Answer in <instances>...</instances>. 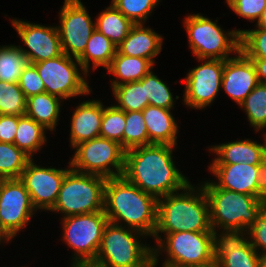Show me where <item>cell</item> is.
I'll use <instances>...</instances> for the list:
<instances>
[{"instance_id": "obj_29", "label": "cell", "mask_w": 266, "mask_h": 267, "mask_svg": "<svg viewBox=\"0 0 266 267\" xmlns=\"http://www.w3.org/2000/svg\"><path fill=\"white\" fill-rule=\"evenodd\" d=\"M113 92L120 104L115 106L125 112L142 111L149 105V99L145 93V77L140 81L114 86Z\"/></svg>"}, {"instance_id": "obj_51", "label": "cell", "mask_w": 266, "mask_h": 267, "mask_svg": "<svg viewBox=\"0 0 266 267\" xmlns=\"http://www.w3.org/2000/svg\"><path fill=\"white\" fill-rule=\"evenodd\" d=\"M206 267H219L217 264H212V265H209V266H206Z\"/></svg>"}, {"instance_id": "obj_21", "label": "cell", "mask_w": 266, "mask_h": 267, "mask_svg": "<svg viewBox=\"0 0 266 267\" xmlns=\"http://www.w3.org/2000/svg\"><path fill=\"white\" fill-rule=\"evenodd\" d=\"M143 25L135 24L117 50L126 56L149 59L154 64L153 58L160 53L163 38Z\"/></svg>"}, {"instance_id": "obj_42", "label": "cell", "mask_w": 266, "mask_h": 267, "mask_svg": "<svg viewBox=\"0 0 266 267\" xmlns=\"http://www.w3.org/2000/svg\"><path fill=\"white\" fill-rule=\"evenodd\" d=\"M18 116L0 115V142L14 143Z\"/></svg>"}, {"instance_id": "obj_14", "label": "cell", "mask_w": 266, "mask_h": 267, "mask_svg": "<svg viewBox=\"0 0 266 267\" xmlns=\"http://www.w3.org/2000/svg\"><path fill=\"white\" fill-rule=\"evenodd\" d=\"M225 60L210 59L193 68L185 78L186 105L204 108L215 99L222 83Z\"/></svg>"}, {"instance_id": "obj_4", "label": "cell", "mask_w": 266, "mask_h": 267, "mask_svg": "<svg viewBox=\"0 0 266 267\" xmlns=\"http://www.w3.org/2000/svg\"><path fill=\"white\" fill-rule=\"evenodd\" d=\"M203 189L209 201L211 229H249L260 215L266 201L252 195L217 188L206 182Z\"/></svg>"}, {"instance_id": "obj_22", "label": "cell", "mask_w": 266, "mask_h": 267, "mask_svg": "<svg viewBox=\"0 0 266 267\" xmlns=\"http://www.w3.org/2000/svg\"><path fill=\"white\" fill-rule=\"evenodd\" d=\"M143 118L152 144H168L175 146L178 126L170 113V109L148 105L142 110Z\"/></svg>"}, {"instance_id": "obj_27", "label": "cell", "mask_w": 266, "mask_h": 267, "mask_svg": "<svg viewBox=\"0 0 266 267\" xmlns=\"http://www.w3.org/2000/svg\"><path fill=\"white\" fill-rule=\"evenodd\" d=\"M96 30L110 39L117 47L135 25L112 4L96 19Z\"/></svg>"}, {"instance_id": "obj_35", "label": "cell", "mask_w": 266, "mask_h": 267, "mask_svg": "<svg viewBox=\"0 0 266 267\" xmlns=\"http://www.w3.org/2000/svg\"><path fill=\"white\" fill-rule=\"evenodd\" d=\"M125 111L116 106L104 108L100 137L118 142L123 148V133L125 128Z\"/></svg>"}, {"instance_id": "obj_39", "label": "cell", "mask_w": 266, "mask_h": 267, "mask_svg": "<svg viewBox=\"0 0 266 267\" xmlns=\"http://www.w3.org/2000/svg\"><path fill=\"white\" fill-rule=\"evenodd\" d=\"M18 83L26 98L46 92L44 83L39 76L38 70L32 63H28L24 67Z\"/></svg>"}, {"instance_id": "obj_18", "label": "cell", "mask_w": 266, "mask_h": 267, "mask_svg": "<svg viewBox=\"0 0 266 267\" xmlns=\"http://www.w3.org/2000/svg\"><path fill=\"white\" fill-rule=\"evenodd\" d=\"M237 54L225 60L221 86L240 105L259 80L252 60L241 50Z\"/></svg>"}, {"instance_id": "obj_48", "label": "cell", "mask_w": 266, "mask_h": 267, "mask_svg": "<svg viewBox=\"0 0 266 267\" xmlns=\"http://www.w3.org/2000/svg\"><path fill=\"white\" fill-rule=\"evenodd\" d=\"M258 267H266V254L261 255Z\"/></svg>"}, {"instance_id": "obj_31", "label": "cell", "mask_w": 266, "mask_h": 267, "mask_svg": "<svg viewBox=\"0 0 266 267\" xmlns=\"http://www.w3.org/2000/svg\"><path fill=\"white\" fill-rule=\"evenodd\" d=\"M27 64V58L19 46H3L0 48V81L18 83Z\"/></svg>"}, {"instance_id": "obj_34", "label": "cell", "mask_w": 266, "mask_h": 267, "mask_svg": "<svg viewBox=\"0 0 266 267\" xmlns=\"http://www.w3.org/2000/svg\"><path fill=\"white\" fill-rule=\"evenodd\" d=\"M26 97L19 83L0 81V115L24 116Z\"/></svg>"}, {"instance_id": "obj_16", "label": "cell", "mask_w": 266, "mask_h": 267, "mask_svg": "<svg viewBox=\"0 0 266 267\" xmlns=\"http://www.w3.org/2000/svg\"><path fill=\"white\" fill-rule=\"evenodd\" d=\"M12 23L24 44L30 49L27 51L20 47L28 63H38L63 54L57 27H45L16 19H13Z\"/></svg>"}, {"instance_id": "obj_24", "label": "cell", "mask_w": 266, "mask_h": 267, "mask_svg": "<svg viewBox=\"0 0 266 267\" xmlns=\"http://www.w3.org/2000/svg\"><path fill=\"white\" fill-rule=\"evenodd\" d=\"M117 53V46L98 30H94L86 45L84 52L77 58L82 71L87 75L89 70V60L93 61L94 68L104 66L108 68Z\"/></svg>"}, {"instance_id": "obj_47", "label": "cell", "mask_w": 266, "mask_h": 267, "mask_svg": "<svg viewBox=\"0 0 266 267\" xmlns=\"http://www.w3.org/2000/svg\"><path fill=\"white\" fill-rule=\"evenodd\" d=\"M72 267H101V266L91 262V263H80V264L72 265Z\"/></svg>"}, {"instance_id": "obj_1", "label": "cell", "mask_w": 266, "mask_h": 267, "mask_svg": "<svg viewBox=\"0 0 266 267\" xmlns=\"http://www.w3.org/2000/svg\"><path fill=\"white\" fill-rule=\"evenodd\" d=\"M173 147L151 144L125 151L122 176L157 199L184 190L189 181L175 168L171 156Z\"/></svg>"}, {"instance_id": "obj_30", "label": "cell", "mask_w": 266, "mask_h": 267, "mask_svg": "<svg viewBox=\"0 0 266 267\" xmlns=\"http://www.w3.org/2000/svg\"><path fill=\"white\" fill-rule=\"evenodd\" d=\"M31 159L14 143L0 142V179H20Z\"/></svg>"}, {"instance_id": "obj_3", "label": "cell", "mask_w": 266, "mask_h": 267, "mask_svg": "<svg viewBox=\"0 0 266 267\" xmlns=\"http://www.w3.org/2000/svg\"><path fill=\"white\" fill-rule=\"evenodd\" d=\"M184 190L186 193L176 192L162 197L163 200L158 199L157 223L153 234L156 240L159 239V232H214L210 224L209 201L203 186L196 196L190 183Z\"/></svg>"}, {"instance_id": "obj_19", "label": "cell", "mask_w": 266, "mask_h": 267, "mask_svg": "<svg viewBox=\"0 0 266 267\" xmlns=\"http://www.w3.org/2000/svg\"><path fill=\"white\" fill-rule=\"evenodd\" d=\"M210 170L219 180L217 188L257 197L258 165L212 164Z\"/></svg>"}, {"instance_id": "obj_40", "label": "cell", "mask_w": 266, "mask_h": 267, "mask_svg": "<svg viewBox=\"0 0 266 267\" xmlns=\"http://www.w3.org/2000/svg\"><path fill=\"white\" fill-rule=\"evenodd\" d=\"M229 7L237 13L249 20L257 22L260 19L262 12L266 8V0H226Z\"/></svg>"}, {"instance_id": "obj_17", "label": "cell", "mask_w": 266, "mask_h": 267, "mask_svg": "<svg viewBox=\"0 0 266 267\" xmlns=\"http://www.w3.org/2000/svg\"><path fill=\"white\" fill-rule=\"evenodd\" d=\"M218 239L213 233L214 261L219 267H258L261 252L252 247L249 240L242 237V229H225Z\"/></svg>"}, {"instance_id": "obj_43", "label": "cell", "mask_w": 266, "mask_h": 267, "mask_svg": "<svg viewBox=\"0 0 266 267\" xmlns=\"http://www.w3.org/2000/svg\"><path fill=\"white\" fill-rule=\"evenodd\" d=\"M257 197L266 201V159L258 165Z\"/></svg>"}, {"instance_id": "obj_50", "label": "cell", "mask_w": 266, "mask_h": 267, "mask_svg": "<svg viewBox=\"0 0 266 267\" xmlns=\"http://www.w3.org/2000/svg\"><path fill=\"white\" fill-rule=\"evenodd\" d=\"M265 136V142H264V153H265V159H266V134L264 135Z\"/></svg>"}, {"instance_id": "obj_25", "label": "cell", "mask_w": 266, "mask_h": 267, "mask_svg": "<svg viewBox=\"0 0 266 267\" xmlns=\"http://www.w3.org/2000/svg\"><path fill=\"white\" fill-rule=\"evenodd\" d=\"M152 66L153 63L149 59L126 56L117 50L107 70L121 79V81L112 82V87H114L124 83L140 81L151 71Z\"/></svg>"}, {"instance_id": "obj_11", "label": "cell", "mask_w": 266, "mask_h": 267, "mask_svg": "<svg viewBox=\"0 0 266 267\" xmlns=\"http://www.w3.org/2000/svg\"><path fill=\"white\" fill-rule=\"evenodd\" d=\"M45 91L60 99L90 93L89 86L78 71L72 56L65 53L58 57L34 63Z\"/></svg>"}, {"instance_id": "obj_6", "label": "cell", "mask_w": 266, "mask_h": 267, "mask_svg": "<svg viewBox=\"0 0 266 267\" xmlns=\"http://www.w3.org/2000/svg\"><path fill=\"white\" fill-rule=\"evenodd\" d=\"M131 231L108 222L93 263L101 267H152L153 248L142 246Z\"/></svg>"}, {"instance_id": "obj_23", "label": "cell", "mask_w": 266, "mask_h": 267, "mask_svg": "<svg viewBox=\"0 0 266 267\" xmlns=\"http://www.w3.org/2000/svg\"><path fill=\"white\" fill-rule=\"evenodd\" d=\"M211 148L219 155L212 164L247 163L259 165L265 159L264 145L252 142L249 139L235 141Z\"/></svg>"}, {"instance_id": "obj_37", "label": "cell", "mask_w": 266, "mask_h": 267, "mask_svg": "<svg viewBox=\"0 0 266 267\" xmlns=\"http://www.w3.org/2000/svg\"><path fill=\"white\" fill-rule=\"evenodd\" d=\"M145 93L149 105L165 109H171L174 105L169 88L152 71L145 76Z\"/></svg>"}, {"instance_id": "obj_9", "label": "cell", "mask_w": 266, "mask_h": 267, "mask_svg": "<svg viewBox=\"0 0 266 267\" xmlns=\"http://www.w3.org/2000/svg\"><path fill=\"white\" fill-rule=\"evenodd\" d=\"M213 233H166V244L160 237L157 243L170 258L166 259L163 267H206L214 264Z\"/></svg>"}, {"instance_id": "obj_33", "label": "cell", "mask_w": 266, "mask_h": 267, "mask_svg": "<svg viewBox=\"0 0 266 267\" xmlns=\"http://www.w3.org/2000/svg\"><path fill=\"white\" fill-rule=\"evenodd\" d=\"M256 131L266 127V84L259 83L240 104Z\"/></svg>"}, {"instance_id": "obj_49", "label": "cell", "mask_w": 266, "mask_h": 267, "mask_svg": "<svg viewBox=\"0 0 266 267\" xmlns=\"http://www.w3.org/2000/svg\"><path fill=\"white\" fill-rule=\"evenodd\" d=\"M158 250H155V249H153V266L152 267H155L156 266V264H157V254H158V252H157Z\"/></svg>"}, {"instance_id": "obj_46", "label": "cell", "mask_w": 266, "mask_h": 267, "mask_svg": "<svg viewBox=\"0 0 266 267\" xmlns=\"http://www.w3.org/2000/svg\"><path fill=\"white\" fill-rule=\"evenodd\" d=\"M257 27H263L266 28V8L265 10L262 12V15L260 17V19L257 22Z\"/></svg>"}, {"instance_id": "obj_38", "label": "cell", "mask_w": 266, "mask_h": 267, "mask_svg": "<svg viewBox=\"0 0 266 267\" xmlns=\"http://www.w3.org/2000/svg\"><path fill=\"white\" fill-rule=\"evenodd\" d=\"M159 0H114L112 5L134 24H141Z\"/></svg>"}, {"instance_id": "obj_5", "label": "cell", "mask_w": 266, "mask_h": 267, "mask_svg": "<svg viewBox=\"0 0 266 267\" xmlns=\"http://www.w3.org/2000/svg\"><path fill=\"white\" fill-rule=\"evenodd\" d=\"M106 178L68 169L54 207L65 217L103 211Z\"/></svg>"}, {"instance_id": "obj_7", "label": "cell", "mask_w": 266, "mask_h": 267, "mask_svg": "<svg viewBox=\"0 0 266 267\" xmlns=\"http://www.w3.org/2000/svg\"><path fill=\"white\" fill-rule=\"evenodd\" d=\"M184 23L190 47L199 60H226L231 52H239L240 33L237 30L226 36L215 22L200 14L188 16Z\"/></svg>"}, {"instance_id": "obj_41", "label": "cell", "mask_w": 266, "mask_h": 267, "mask_svg": "<svg viewBox=\"0 0 266 267\" xmlns=\"http://www.w3.org/2000/svg\"><path fill=\"white\" fill-rule=\"evenodd\" d=\"M249 233L251 235V241L249 242L252 247L257 250L260 246L264 250L261 255L266 254V206L248 229Z\"/></svg>"}, {"instance_id": "obj_2", "label": "cell", "mask_w": 266, "mask_h": 267, "mask_svg": "<svg viewBox=\"0 0 266 267\" xmlns=\"http://www.w3.org/2000/svg\"><path fill=\"white\" fill-rule=\"evenodd\" d=\"M158 199L145 193L123 176L106 179L103 211L109 222L122 221L135 234L152 235L157 223Z\"/></svg>"}, {"instance_id": "obj_8", "label": "cell", "mask_w": 266, "mask_h": 267, "mask_svg": "<svg viewBox=\"0 0 266 267\" xmlns=\"http://www.w3.org/2000/svg\"><path fill=\"white\" fill-rule=\"evenodd\" d=\"M70 166L78 172L99 175L106 179L122 176L125 150L113 140L97 137L76 145ZM114 167L113 172L110 167ZM75 167V168H74Z\"/></svg>"}, {"instance_id": "obj_28", "label": "cell", "mask_w": 266, "mask_h": 267, "mask_svg": "<svg viewBox=\"0 0 266 267\" xmlns=\"http://www.w3.org/2000/svg\"><path fill=\"white\" fill-rule=\"evenodd\" d=\"M44 130L46 128L32 118L18 116L14 144L32 158V153L39 150L46 141Z\"/></svg>"}, {"instance_id": "obj_12", "label": "cell", "mask_w": 266, "mask_h": 267, "mask_svg": "<svg viewBox=\"0 0 266 267\" xmlns=\"http://www.w3.org/2000/svg\"><path fill=\"white\" fill-rule=\"evenodd\" d=\"M60 22L58 32L63 53L71 56L69 52L71 51L81 67L77 58L84 52L96 25L91 21L80 0H65L60 12Z\"/></svg>"}, {"instance_id": "obj_32", "label": "cell", "mask_w": 266, "mask_h": 267, "mask_svg": "<svg viewBox=\"0 0 266 267\" xmlns=\"http://www.w3.org/2000/svg\"><path fill=\"white\" fill-rule=\"evenodd\" d=\"M125 128L123 133V149L125 151L151 145L142 111L125 112Z\"/></svg>"}, {"instance_id": "obj_20", "label": "cell", "mask_w": 266, "mask_h": 267, "mask_svg": "<svg viewBox=\"0 0 266 267\" xmlns=\"http://www.w3.org/2000/svg\"><path fill=\"white\" fill-rule=\"evenodd\" d=\"M104 107L100 101L81 103L72 115L71 144L76 145L100 137Z\"/></svg>"}, {"instance_id": "obj_44", "label": "cell", "mask_w": 266, "mask_h": 267, "mask_svg": "<svg viewBox=\"0 0 266 267\" xmlns=\"http://www.w3.org/2000/svg\"><path fill=\"white\" fill-rule=\"evenodd\" d=\"M251 60L255 66L259 83L266 84V59H251Z\"/></svg>"}, {"instance_id": "obj_26", "label": "cell", "mask_w": 266, "mask_h": 267, "mask_svg": "<svg viewBox=\"0 0 266 267\" xmlns=\"http://www.w3.org/2000/svg\"><path fill=\"white\" fill-rule=\"evenodd\" d=\"M60 112L59 98L47 92L26 98L25 115L46 129L53 130Z\"/></svg>"}, {"instance_id": "obj_36", "label": "cell", "mask_w": 266, "mask_h": 267, "mask_svg": "<svg viewBox=\"0 0 266 267\" xmlns=\"http://www.w3.org/2000/svg\"><path fill=\"white\" fill-rule=\"evenodd\" d=\"M240 50L250 59H266V28L238 30Z\"/></svg>"}, {"instance_id": "obj_10", "label": "cell", "mask_w": 266, "mask_h": 267, "mask_svg": "<svg viewBox=\"0 0 266 267\" xmlns=\"http://www.w3.org/2000/svg\"><path fill=\"white\" fill-rule=\"evenodd\" d=\"M108 222L104 211L64 217V240L77 252L72 265L95 261Z\"/></svg>"}, {"instance_id": "obj_45", "label": "cell", "mask_w": 266, "mask_h": 267, "mask_svg": "<svg viewBox=\"0 0 266 267\" xmlns=\"http://www.w3.org/2000/svg\"><path fill=\"white\" fill-rule=\"evenodd\" d=\"M3 238L10 241L13 237L4 229L0 218V242Z\"/></svg>"}, {"instance_id": "obj_13", "label": "cell", "mask_w": 266, "mask_h": 267, "mask_svg": "<svg viewBox=\"0 0 266 267\" xmlns=\"http://www.w3.org/2000/svg\"><path fill=\"white\" fill-rule=\"evenodd\" d=\"M34 209L30 194L20 179H0V218L13 238L30 221Z\"/></svg>"}, {"instance_id": "obj_15", "label": "cell", "mask_w": 266, "mask_h": 267, "mask_svg": "<svg viewBox=\"0 0 266 267\" xmlns=\"http://www.w3.org/2000/svg\"><path fill=\"white\" fill-rule=\"evenodd\" d=\"M32 160L22 171L20 180L29 192L34 208L51 210L68 170L43 168L34 164Z\"/></svg>"}]
</instances>
